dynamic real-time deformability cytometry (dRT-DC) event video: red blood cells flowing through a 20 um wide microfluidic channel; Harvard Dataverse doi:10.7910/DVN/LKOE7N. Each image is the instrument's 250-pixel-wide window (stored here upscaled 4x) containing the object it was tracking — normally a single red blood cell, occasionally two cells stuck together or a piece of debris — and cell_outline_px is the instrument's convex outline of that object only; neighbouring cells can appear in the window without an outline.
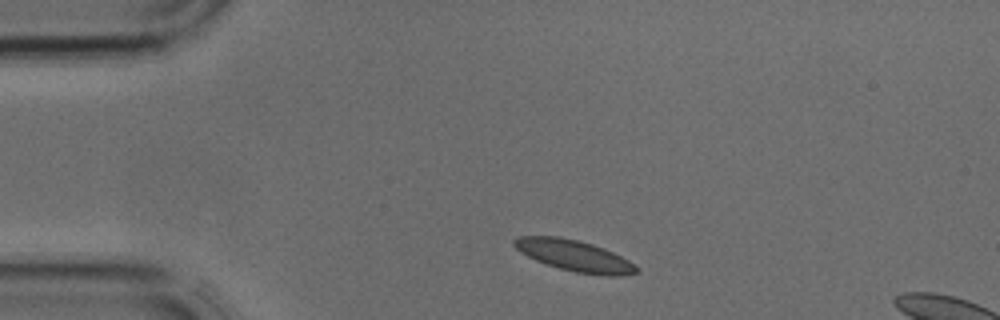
{"species": "common noctule bat (a hibernating species)", "species_latin": "Nyctalus noctula", "temperature_condition": "cold", "stored_images_in_passage": 2, "camera_frame_rate_fps": 3000, "um_per_image_px": 0.085, "animal": {"sex": "male", "body_mass_g": 17.9, "forearm_length_mm": 54.2}, "frame": {"image": 1, "passage_image": 1, "time_ms": 0.0, "image_size_px": [1000, 320], "cell_outline_px": [[640, 272], [620, 276], [604, 276], [576, 272], [560, 268], [536, 260], [520, 252], [512, 244], [512, 240], [520, 236], [560, 236], [592, 244], [604, 248], [628, 260], [640, 268]], "centroid_in_image_um": [48.84, 21.73], "position_along_channel_um": 36.2, "area_um2": 22.14}}